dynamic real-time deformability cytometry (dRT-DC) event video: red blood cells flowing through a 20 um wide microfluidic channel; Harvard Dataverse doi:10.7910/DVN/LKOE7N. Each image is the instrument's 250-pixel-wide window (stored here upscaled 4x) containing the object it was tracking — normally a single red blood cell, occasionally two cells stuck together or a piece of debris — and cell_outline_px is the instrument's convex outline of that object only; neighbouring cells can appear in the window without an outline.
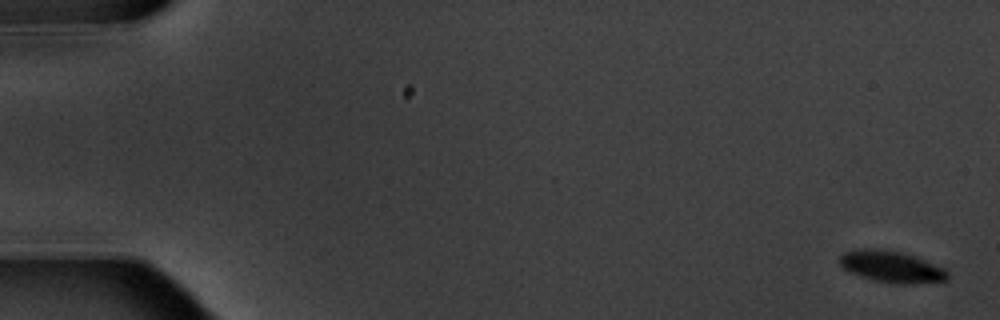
{"species": "common noctule bat (a hibernating species)", "species_latin": "Nyctalus noctula", "temperature_condition": "warm", "stored_images_in_passage": 7, "segment_of_instrument_passage": [1, 2], "camera_frame_rate_fps": 3000, "um_per_image_px": 0.085, "animal": {"sex": "male", "body_mass_g": 20.1, "forearm_length_mm": 53.5}, "frame": {"image": 1, "passage_image": 1, "time_ms": 0.0, "image_size_px": [1000, 320], "cell_outline_px": [[948, 280], [912, 284], [892, 284], [872, 280], [860, 276], [844, 268], [840, 264], [840, 256], [844, 252], [860, 248], [876, 248], [900, 252], [924, 260], [944, 268], [948, 272]], "centroid_in_image_um": [75.77, 22.68], "position_along_channel_um": 9.2, "area_um2": 19.77}}
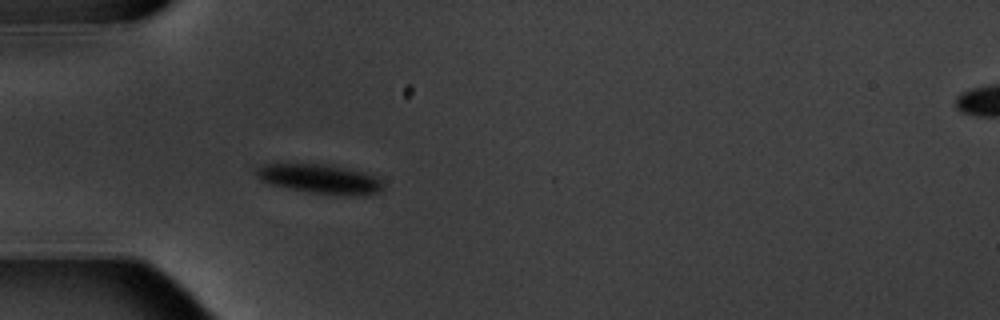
{"frame": {"image": 2, "passage_image": 6, "time_ms": 5.667, "image_size_px": [1000, 320], "cell_outline_px": [[384, 188], [380, 192], [368, 196], [352, 196], [308, 192], [268, 184], [260, 180], [256, 176], [256, 168], [260, 164], [324, 164], [364, 172], [380, 180], [384, 184]], "centroid_in_image_um": [27.2, 15.23], "position_along_channel_um": 57.8, "area_um2": 21.85}}